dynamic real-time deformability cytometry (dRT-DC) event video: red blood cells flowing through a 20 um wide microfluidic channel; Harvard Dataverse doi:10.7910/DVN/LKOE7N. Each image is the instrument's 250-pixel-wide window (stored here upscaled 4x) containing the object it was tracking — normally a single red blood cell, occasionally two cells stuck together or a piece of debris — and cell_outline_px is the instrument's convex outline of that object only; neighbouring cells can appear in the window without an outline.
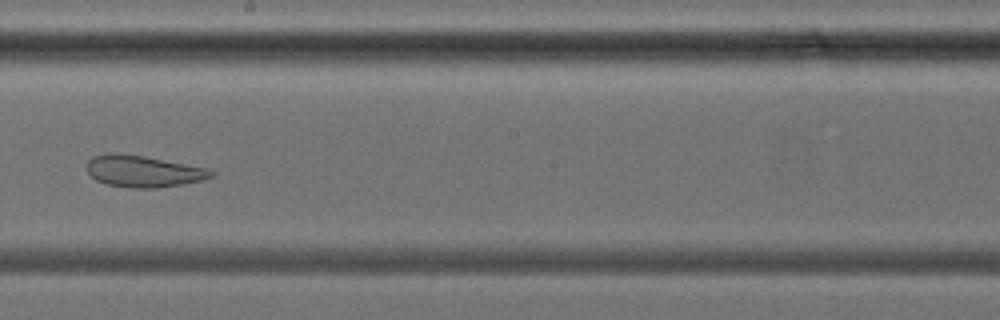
{"species": "common noctule bat (a hibernating species)", "species_latin": "Nyctalus noctula", "temperature_condition": "cold", "stored_images_in_passage": 32, "camera_frame_rate_fps": 3000, "um_per_image_px": 0.085, "animal": {"sex": "female", "body_mass_g": 24.6, "forearm_length_mm": 56.2}, "frame": {"image": 1, "passage_image": 22, "time_ms": 7.0, "image_size_px": [1000, 320], "cell_outline_px": [[216, 172], [212, 176], [204, 180], [184, 184], [156, 188], [132, 188], [108, 184], [96, 180], [88, 172], [88, 160], [92, 156], [108, 152], [116, 152], [144, 156], [208, 168]], "centroid_in_image_um": [12.2, 14.55], "position_along_channel_um": 236.0, "area_um2": 23.0}}
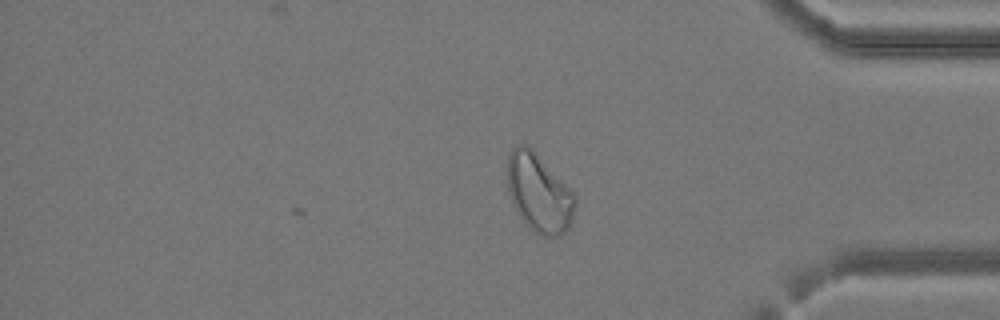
{"frame": {"image": 2, "passage_image": 32, "time_ms": 10.333, "image_size_px": [1000, 320], "cell_outline_px": [[576, 204], [568, 228], [560, 236], [540, 236], [528, 228], [524, 224], [512, 204], [508, 192], [508, 152], [512, 148], [520, 144], [528, 144], [536, 152], [572, 192], [576, 200]], "centroid_in_image_um": [45.78, 16.42], "position_along_channel_um": 389.4, "area_um2": 30.87}}